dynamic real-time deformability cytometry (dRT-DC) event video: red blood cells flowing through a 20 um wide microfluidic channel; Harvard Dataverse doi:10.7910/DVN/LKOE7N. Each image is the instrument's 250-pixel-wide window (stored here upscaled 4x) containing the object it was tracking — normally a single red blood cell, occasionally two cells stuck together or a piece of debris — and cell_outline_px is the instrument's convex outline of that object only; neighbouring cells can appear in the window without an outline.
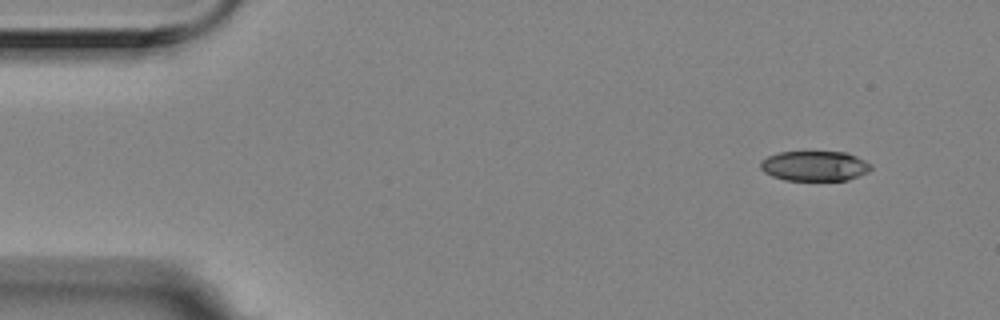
{"species": "Egyptian fruit bat (a non-hibernating species)", "species_latin": "Rousettus aegyptiacus", "temperature_condition": "room temperature", "stored_images_in_passage": 5, "camera_frame_rate_fps": 3000, "um_per_image_px": 0.085, "animal": {"sex": "female"}, "frame": {"image": 1, "passage_image": 1, "time_ms": 0.0, "image_size_px": [1000, 320], "cell_outline_px": [[872, 168], [868, 172], [848, 180], [784, 180], [772, 176], [764, 172], [760, 168], [760, 160], [768, 156], [780, 152], [848, 152], [872, 164]], "centroid_in_image_um": [69.24, 14.1], "position_along_channel_um": 15.8, "area_um2": 19.42}}
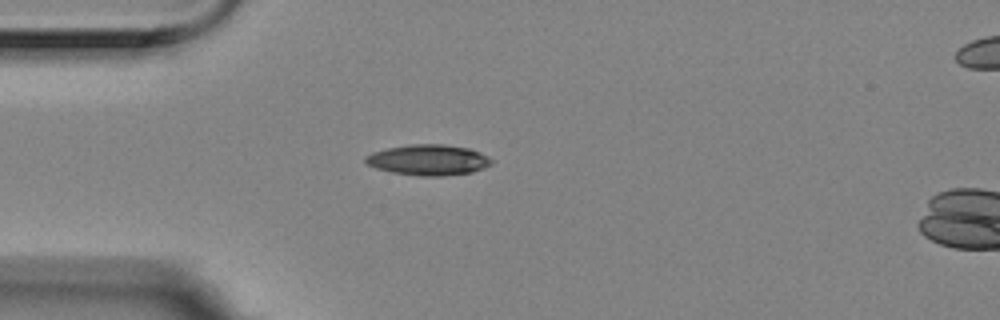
{"frame": {"image": 2, "passage_image": 4, "time_ms": 1.0, "image_size_px": [1000, 320], "cell_outline_px": [[492, 164], [484, 168], [472, 172], [444, 176], [420, 176], [392, 172], [376, 168], [368, 164], [364, 160], [364, 156], [372, 152], [388, 148], [412, 144], [444, 144], [468, 148], [480, 152], [488, 156], [492, 160]], "centroid_in_image_um": [36.42, 13.59], "position_along_channel_um": 48.6, "area_um2": 22.54}}